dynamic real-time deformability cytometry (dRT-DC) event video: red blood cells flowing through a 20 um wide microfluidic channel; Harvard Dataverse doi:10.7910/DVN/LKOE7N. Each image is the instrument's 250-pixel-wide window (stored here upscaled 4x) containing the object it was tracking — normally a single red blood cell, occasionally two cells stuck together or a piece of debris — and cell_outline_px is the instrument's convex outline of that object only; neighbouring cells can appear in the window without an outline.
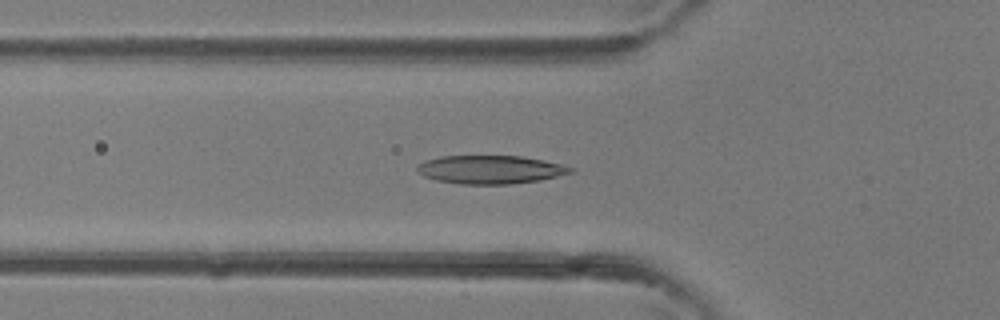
{"species": "common noctule bat (a hibernating species)", "species_latin": "Nyctalus noctula", "temperature_condition": "room temperature", "stored_images_in_passage": 31, "camera_frame_rate_fps": 3000, "um_per_image_px": 0.085, "animal": {"sex": "female"}, "frame": {"image": 1, "passage_image": 6, "time_ms": 1.667, "image_size_px": [1000, 320], "cell_outline_px": [[572, 172], [540, 180], [508, 184], [460, 184], [436, 180], [424, 176], [416, 168], [420, 164], [428, 160], [440, 156], [520, 156], [544, 160], [560, 164], [572, 168]], "centroid_in_image_um": [41.67, 14.41], "position_along_channel_um": 84.1, "area_um2": 24.97}}
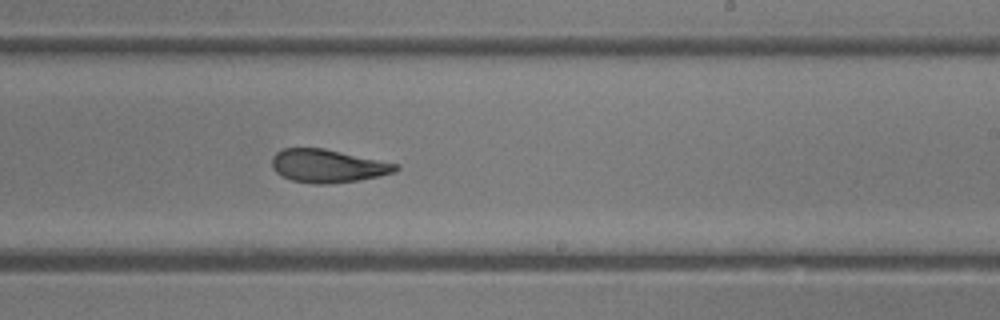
{"frame": {"image": 2, "passage_image": 16, "time_ms": 5.0, "image_size_px": [1000, 320], "cell_outline_px": [[400, 168], [396, 172], [380, 176], [360, 180], [328, 184], [312, 184], [292, 180], [276, 172], [272, 168], [272, 156], [276, 152], [284, 148], [324, 148], [396, 164]], "centroid_in_image_um": [27.84, 14.11], "position_along_channel_um": 261.2, "area_um2": 23.81}}
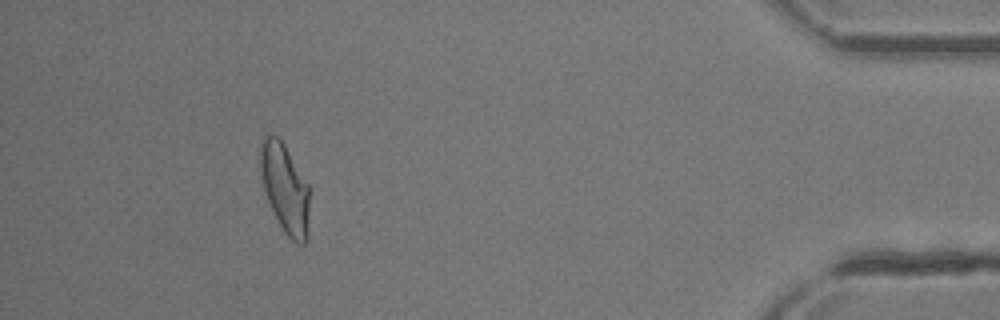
{"frame": {"image": 3, "passage_image": 28, "time_ms": 9.0, "image_size_px": [1000, 320], "cell_outline_px": [[308, 212], [304, 244], [296, 244], [284, 232], [268, 200], [264, 188], [260, 168], [260, 140], [264, 136], [276, 136], [284, 144], [308, 184]], "centroid_in_image_um": [24.2, 15.96], "position_along_channel_um": 411.0, "area_um2": 24.74}}